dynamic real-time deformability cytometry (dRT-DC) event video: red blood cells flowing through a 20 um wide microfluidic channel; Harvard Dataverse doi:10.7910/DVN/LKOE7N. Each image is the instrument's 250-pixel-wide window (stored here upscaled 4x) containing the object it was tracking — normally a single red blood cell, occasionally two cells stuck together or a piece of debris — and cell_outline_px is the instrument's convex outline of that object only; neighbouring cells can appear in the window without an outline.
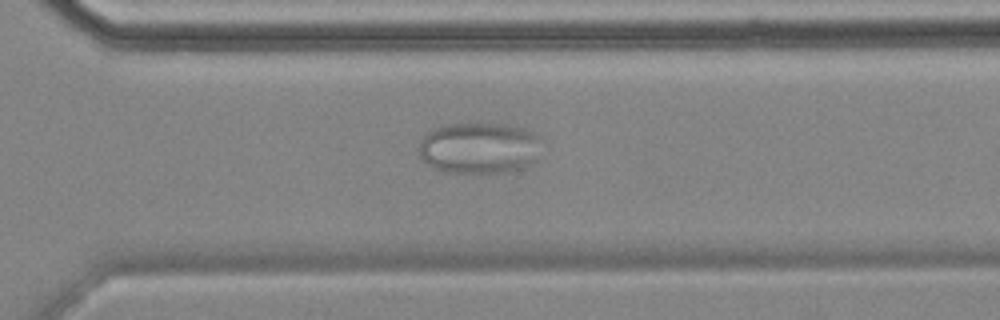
{"species": "common noctule bat (a hibernating species)", "species_latin": "Nyctalus noctula", "temperature_condition": "cold", "stored_images_in_passage": 8, "camera_frame_rate_fps": 3000, "um_per_image_px": 0.085, "animal": {"sex": "female", "body_mass_g": 18.4}, "frame": {"image": 1, "passage_image": 8, "time_ms": 9.333, "image_size_px": [1000, 320], "cell_outline_px": [[536, 136], [532, 164], [508, 172], [448, 172], [436, 168], [428, 164], [420, 156], [420, 140], [432, 128], [440, 124], [508, 124], [524, 128], [532, 132]], "centroid_in_image_um": [40.63, 12.56], "position_along_channel_um": 330.0, "area_um2": 35.84}}